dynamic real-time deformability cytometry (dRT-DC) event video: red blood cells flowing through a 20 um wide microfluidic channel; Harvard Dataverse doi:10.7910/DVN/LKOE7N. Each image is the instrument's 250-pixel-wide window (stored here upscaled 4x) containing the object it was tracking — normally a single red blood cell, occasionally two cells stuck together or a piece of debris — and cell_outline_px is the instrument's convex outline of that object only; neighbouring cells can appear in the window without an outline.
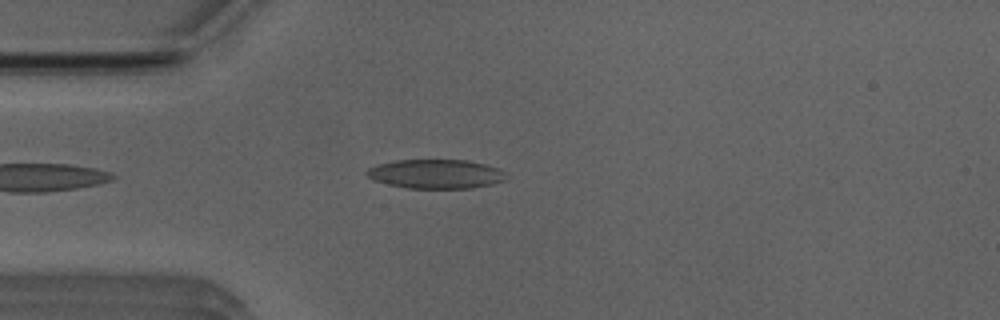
{"species": "Egyptian fruit bat (a non-hibernating species)", "species_latin": "Rousettus aegyptiacus", "temperature_condition": "room temperature", "stored_images_in_passage": 40, "camera_frame_rate_fps": 3000, "um_per_image_px": 0.085, "animal": {"sex": "male"}, "frame": {"image": 1, "passage_image": 5, "time_ms": 1.333, "image_size_px": [1000, 320], "cell_outline_px": [[508, 180], [492, 184], [472, 188], [408, 188], [388, 184], [372, 180], [364, 172], [368, 168], [376, 164], [396, 160], [468, 160], [500, 168], [508, 176]], "centroid_in_image_um": [37.06, 14.78], "position_along_channel_um": 47.9, "area_um2": 23.93}}
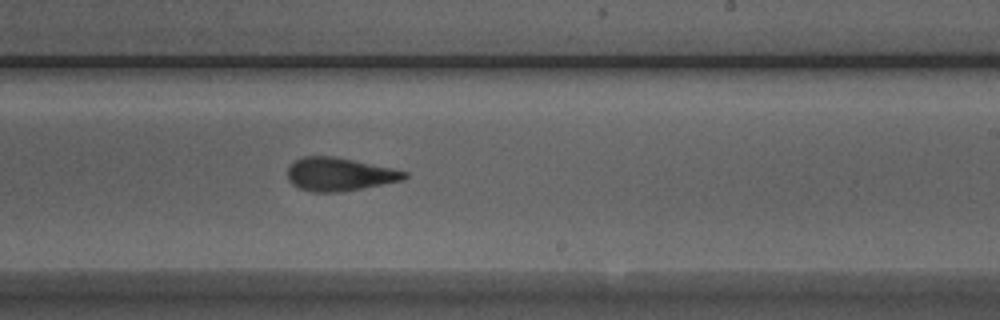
{"frame": {"image": 2, "passage_image": 22, "time_ms": 7.0, "image_size_px": [1000, 320], "cell_outline_px": [[408, 176], [404, 180], [340, 192], [312, 192], [300, 188], [292, 184], [288, 180], [288, 168], [296, 160], [304, 156], [332, 156], [392, 168], [408, 172]], "centroid_in_image_um": [28.85, 14.82], "position_along_channel_um": 260.1, "area_um2": 22.43}}
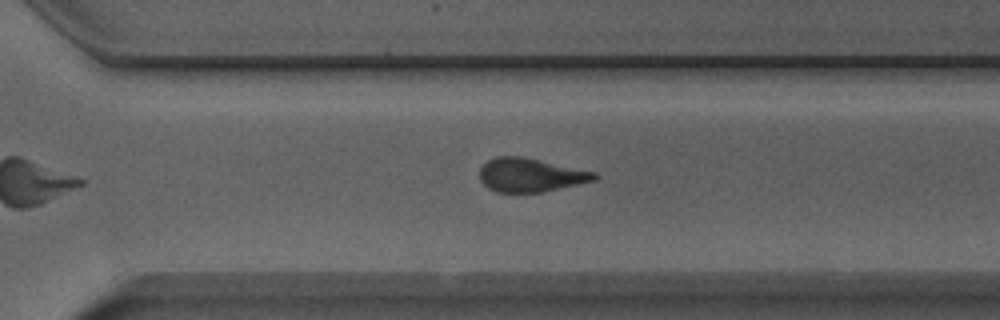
{"frame": {"image": 3, "passage_image": 27, "time_ms": 8.667, "image_size_px": [1000, 320], "cell_outline_px": [[600, 176], [596, 180], [544, 192], [496, 192], [488, 188], [480, 180], [480, 168], [488, 160], [496, 156], [520, 156], [596, 172]], "centroid_in_image_um": [45.1, 14.88], "position_along_channel_um": 325.5, "area_um2": 22.48}, "authors_computed_cell_mechanics": {"area_um2": 23.3801, "velocity_mm_per_s": 3.9347, "shape_relaxation_time_tau1_ms": 6.9343, "shape_relaxation_time_tau2_ms": 2.748, "deformation_change_tau1": 0.1563, "deformation_change_tau2": 0.1157}}